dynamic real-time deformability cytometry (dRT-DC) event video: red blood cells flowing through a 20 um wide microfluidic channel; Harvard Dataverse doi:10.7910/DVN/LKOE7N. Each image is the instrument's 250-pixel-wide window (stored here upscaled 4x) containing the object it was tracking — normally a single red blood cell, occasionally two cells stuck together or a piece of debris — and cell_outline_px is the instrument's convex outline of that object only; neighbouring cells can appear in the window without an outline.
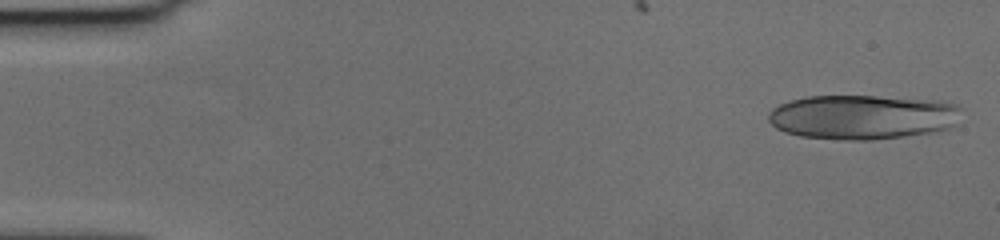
{"species": "human", "species_latin": "Homo sapiens", "temperature_condition": "cold", "stored_images_in_passage": 56, "camera_frame_rate_fps": 3000, "um_per_image_px": 0.085, "donor": {"sex": "female"}, "frame": {"image": 1, "passage_image": 2, "time_ms": 0.333, "image_size_px": [1000, 240], "cell_outline_px": [[964, 108], [952, 128], [904, 136], [872, 140], [844, 140], [800, 136], [784, 132], [776, 128], [768, 120], [768, 112], [772, 108], [788, 100], [808, 96], [876, 96], [940, 100], [956, 104]], "centroid_in_image_um": [73.32, 9.93], "position_along_channel_um": 11.7, "area_um2": 50.52}}
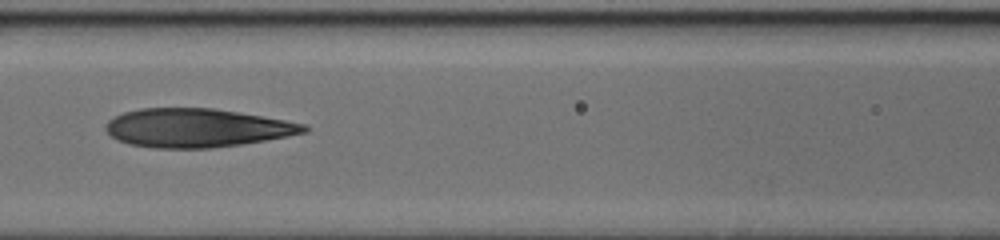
{"frame": {"image": 2, "passage_image": 25, "time_ms": 8.0, "image_size_px": [1000, 240], "cell_outline_px": [[308, 132], [288, 136], [240, 144], [212, 148], [152, 148], [128, 144], [116, 140], [104, 128], [104, 124], [108, 120], [124, 112], [140, 108], [212, 108], [308, 124]], "centroid_in_image_um": [16.69, 10.88], "position_along_channel_um": 149.9, "area_um2": 44.56}}
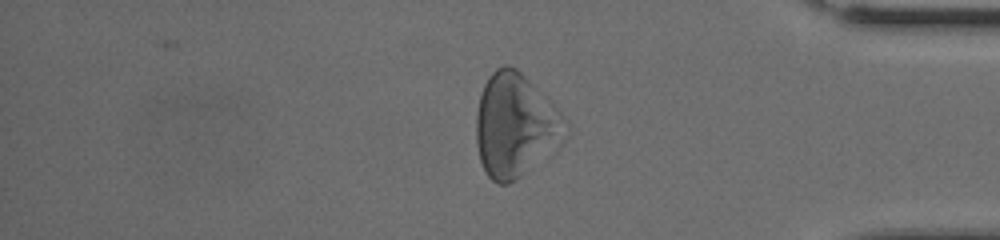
{"frame": {"image": 3, "passage_image": 47, "time_ms": 15.333, "image_size_px": [1000, 240], "cell_outline_px": [[572, 132], [564, 144], [516, 180], [508, 184], [496, 184], [488, 176], [480, 160], [476, 144], [476, 112], [480, 96], [484, 84], [488, 76], [496, 68], [504, 64], [508, 64], [516, 68], [568, 120]], "centroid_in_image_um": [43.84, 10.7], "position_along_channel_um": 391.4, "area_um2": 54.62}, "authors_computed_cell_mechanics": {"area_um2": 46.3845, "velocity_mm_per_s": 3.6188, "shape_relaxation_time_tau1_ms": 7.0299, "shape_relaxation_time_tau2_ms": 3.6882, "deformation_change_tau1": 0.1947, "deformation_change_tau2": 0.1458}}